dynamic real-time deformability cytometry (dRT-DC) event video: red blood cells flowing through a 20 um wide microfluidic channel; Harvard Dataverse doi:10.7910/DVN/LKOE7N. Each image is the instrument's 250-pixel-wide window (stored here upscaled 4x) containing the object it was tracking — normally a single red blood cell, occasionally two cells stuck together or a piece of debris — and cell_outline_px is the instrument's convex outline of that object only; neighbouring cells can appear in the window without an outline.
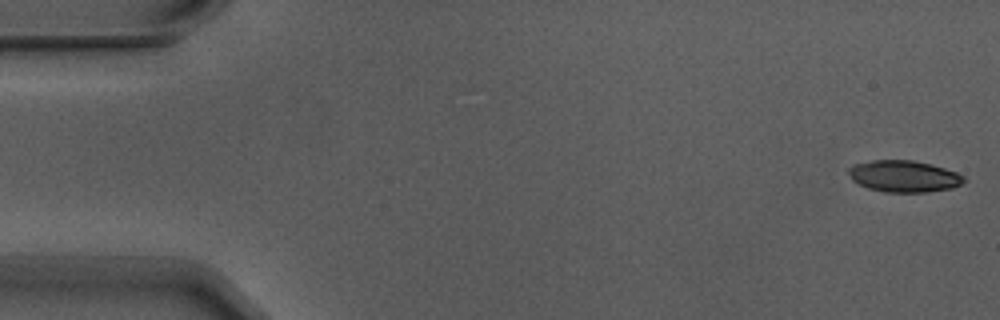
{"species": "Egyptian fruit bat (a non-hibernating species)", "species_latin": "Rousettus aegyptiacus", "temperature_condition": "warm", "stored_images_in_passage": 4, "camera_frame_rate_fps": 3000, "um_per_image_px": 0.085, "animal": {"sex": "male"}, "frame": {"image": 1, "passage_image": 1, "time_ms": 0.0, "image_size_px": [1000, 320], "cell_outline_px": [[968, 180], [952, 188], [924, 192], [884, 192], [868, 188], [852, 180], [848, 172], [848, 168], [852, 164], [872, 160], [912, 160], [932, 164], [956, 172], [964, 176]], "centroid_in_image_um": [76.83, 14.97], "position_along_channel_um": 8.2, "area_um2": 21.33}}